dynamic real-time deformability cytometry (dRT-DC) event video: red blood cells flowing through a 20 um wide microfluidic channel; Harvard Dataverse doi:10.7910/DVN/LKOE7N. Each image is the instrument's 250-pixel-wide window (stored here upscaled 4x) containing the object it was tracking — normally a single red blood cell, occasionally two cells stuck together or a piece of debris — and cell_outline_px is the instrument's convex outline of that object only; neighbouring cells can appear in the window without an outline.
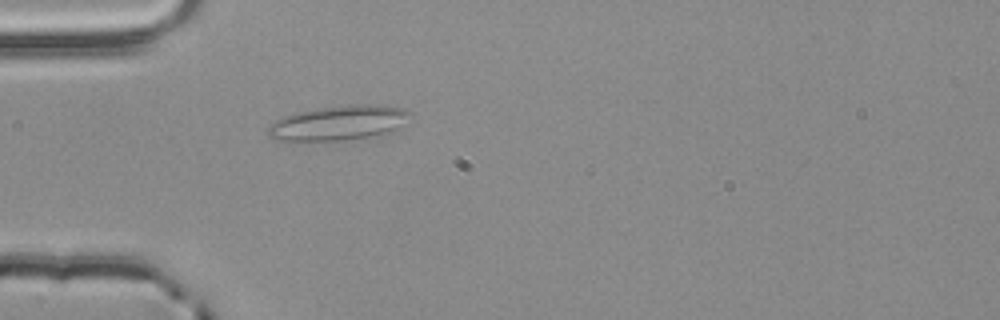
{"species": "common noctule bat (a hibernating species)", "species_latin": "Nyctalus noctula", "temperature_condition": "room temperature", "stored_images_in_passage": 5, "camera_frame_rate_fps": 3000, "um_per_image_px": 0.085, "animal": {"sex": "male", "body_mass_g": 20.4}, "frame": {"image": 1, "passage_image": 5, "time_ms": 1.333, "image_size_px": [1000, 320], "cell_outline_px": [[412, 112], [392, 132], [384, 136], [340, 140], [280, 140], [268, 136], [268, 128], [276, 120], [284, 116], [296, 112], [320, 108], [352, 104], [376, 104], [404, 108]], "centroid_in_image_um": [28.82, 10.44], "position_along_channel_um": 56.2, "area_um2": 28.61}}